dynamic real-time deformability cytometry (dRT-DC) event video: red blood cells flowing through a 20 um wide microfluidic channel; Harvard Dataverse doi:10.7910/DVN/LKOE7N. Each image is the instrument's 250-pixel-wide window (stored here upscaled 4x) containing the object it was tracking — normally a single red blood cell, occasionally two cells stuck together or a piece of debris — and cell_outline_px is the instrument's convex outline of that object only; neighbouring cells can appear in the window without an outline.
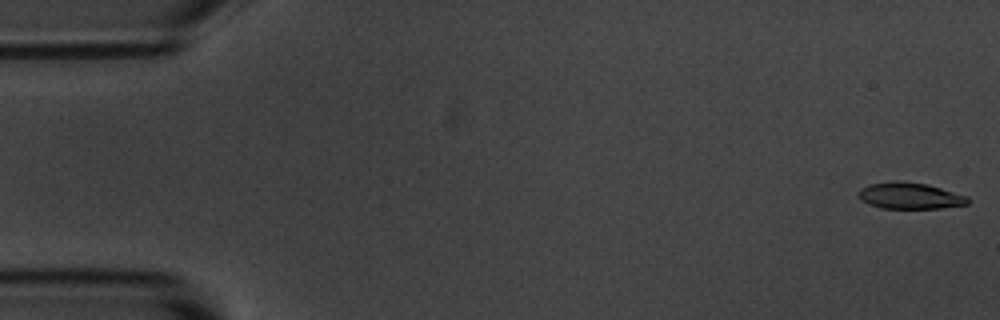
{"species": "common noctule bat (a hibernating species)", "species_latin": "Nyctalus noctula", "temperature_condition": "room temperature", "stored_images_in_passage": 54, "camera_frame_rate_fps": 3000, "um_per_image_px": 0.085, "animal": {"sex": "male", "body_mass_g": 20.1, "forearm_length_mm": 53.5}, "frame": {"image": 1, "passage_image": 1, "time_ms": 0.0, "image_size_px": [1000, 320], "cell_outline_px": [[968, 204], [940, 208], [880, 208], [868, 204], [860, 200], [856, 192], [860, 188], [868, 184], [892, 180], [896, 180], [928, 184], [968, 196]], "centroid_in_image_um": [77.27, 16.63], "position_along_channel_um": 7.7, "area_um2": 17.05}}
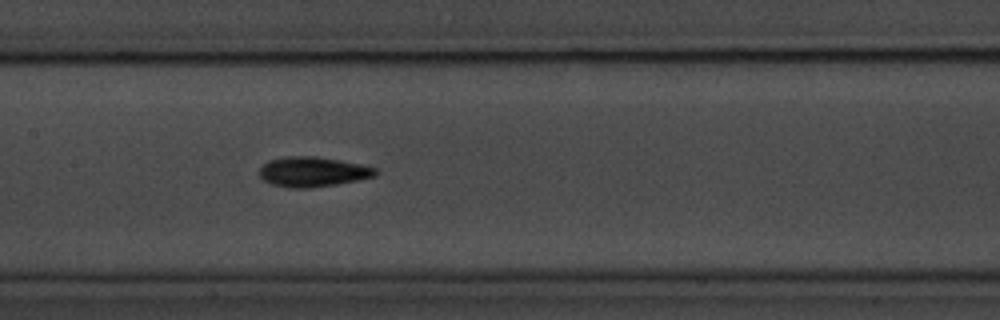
{"frame": {"image": 2, "passage_image": 26, "time_ms": 8.333, "image_size_px": [1000, 320], "cell_outline_px": [[380, 172], [376, 176], [336, 184], [312, 188], [288, 188], [272, 184], [264, 180], [260, 176], [260, 168], [268, 160], [288, 156], [316, 156], [376, 168]], "centroid_in_image_um": [26.56, 14.61], "position_along_channel_um": 180.8, "area_um2": 20.06}}
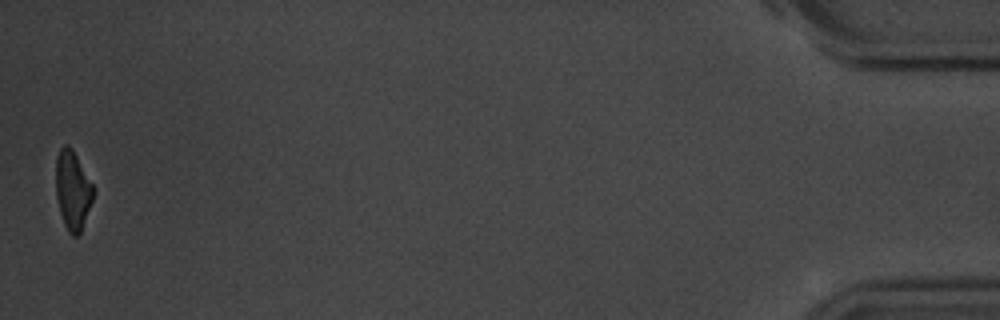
{"frame": {"image": 3, "passage_image": 54, "time_ms": 17.667, "image_size_px": [1000, 320], "cell_outline_px": [[92, 200], [80, 232], [76, 236], [72, 236], [68, 232], [64, 224], [60, 212], [56, 196], [56, 160], [60, 148], [64, 144], [68, 144], [72, 148], [92, 184]], "centroid_in_image_um": [6.14, 16.15], "position_along_channel_um": 429.1, "area_um2": 16.82}, "authors_computed_cell_mechanics": {"area_um2": 18.496, "velocity_mm_per_s": 3.6779, "shape_relaxation_time_tau1_ms": 2.4177, "shape_relaxation_time_tau2_ms": 3.4985, "deformation_change_tau1": 0.1309, "deformation_change_tau2": 0.099}}